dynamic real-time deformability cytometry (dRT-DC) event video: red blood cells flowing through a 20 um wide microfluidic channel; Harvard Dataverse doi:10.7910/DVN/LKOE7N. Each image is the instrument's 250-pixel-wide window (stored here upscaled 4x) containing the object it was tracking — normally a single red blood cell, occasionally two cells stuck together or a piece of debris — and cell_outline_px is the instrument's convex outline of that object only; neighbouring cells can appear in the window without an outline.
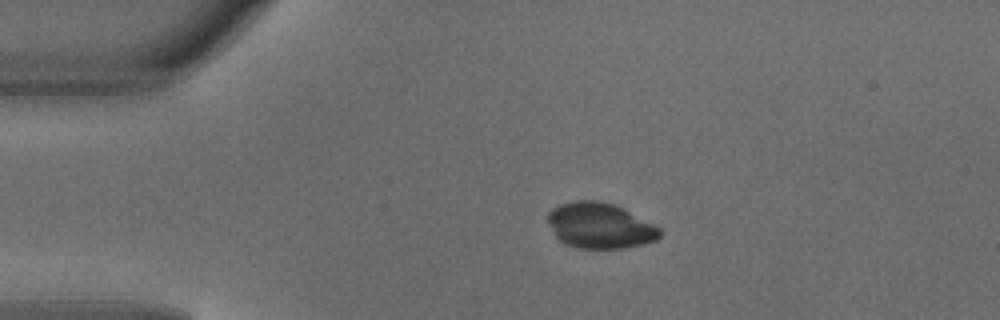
{"species": "common noctule bat (a hibernating species)", "species_latin": "Nyctalus noctula", "temperature_condition": "warm", "stored_images_in_passage": 2, "camera_frame_rate_fps": 3000, "um_per_image_px": 0.085, "animal": {"sex": "male", "body_mass_g": 18.8}, "frame": {"image": 1, "passage_image": 1, "time_ms": 0.0, "image_size_px": [1000, 320], "cell_outline_px": [[664, 232], [656, 240], [644, 244], [624, 248], [580, 248], [564, 244], [556, 236], [548, 220], [548, 212], [552, 208], [560, 204], [576, 200], [600, 200], [616, 204], [624, 208], [660, 228]], "centroid_in_image_um": [51.02, 19.17], "position_along_channel_um": 34.0, "area_um2": 29.88}}